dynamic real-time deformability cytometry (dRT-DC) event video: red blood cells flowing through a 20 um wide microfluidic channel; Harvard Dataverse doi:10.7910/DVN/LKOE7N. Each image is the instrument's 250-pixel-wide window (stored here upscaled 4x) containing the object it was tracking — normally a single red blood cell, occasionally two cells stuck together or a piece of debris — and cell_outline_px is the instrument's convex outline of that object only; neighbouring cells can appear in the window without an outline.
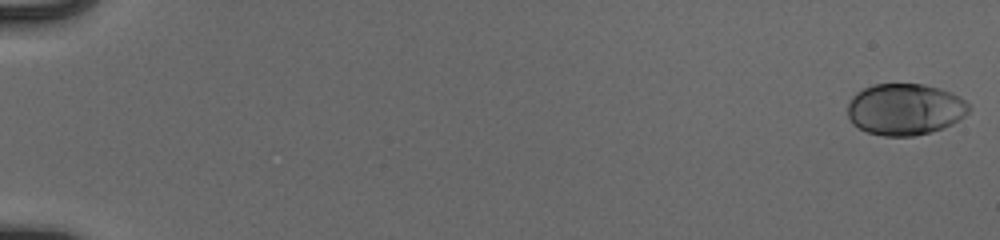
{"species": "human", "species_latin": "Homo sapiens", "temperature_condition": "cold", "stored_images_in_passage": 55, "camera_frame_rate_fps": 3000, "um_per_image_px": 0.085, "donor": {"sex": "male"}, "frame": {"image": 1, "passage_image": 1, "time_ms": 0.0, "image_size_px": [1000, 240], "cell_outline_px": [[972, 108], [964, 116], [952, 124], [944, 128], [932, 132], [912, 136], [884, 136], [868, 132], [852, 124], [848, 116], [848, 104], [852, 96], [856, 92], [872, 84], [924, 84], [940, 88], [952, 92], [960, 96]], "centroid_in_image_um": [76.94, 9.28], "position_along_channel_um": 8.1, "area_um2": 36.7}}
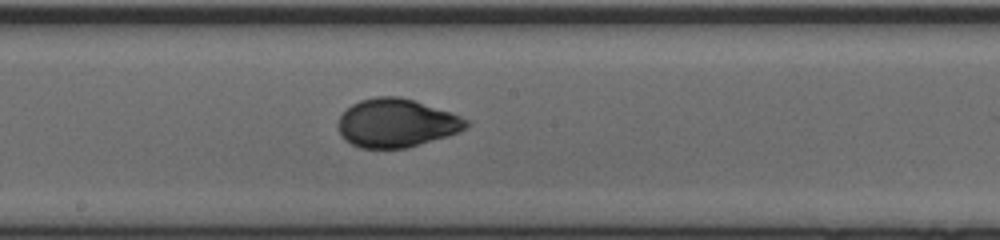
{"frame": {"image": 2, "passage_image": 32, "time_ms": 10.333, "image_size_px": [1000, 240], "cell_outline_px": [[468, 124], [460, 132], [448, 136], [404, 148], [360, 148], [344, 140], [336, 124], [340, 116], [352, 104], [360, 100], [376, 96], [400, 96], [460, 116], [468, 120]], "centroid_in_image_um": [33.65, 10.46], "position_along_channel_um": 214.5, "area_um2": 35.84}}
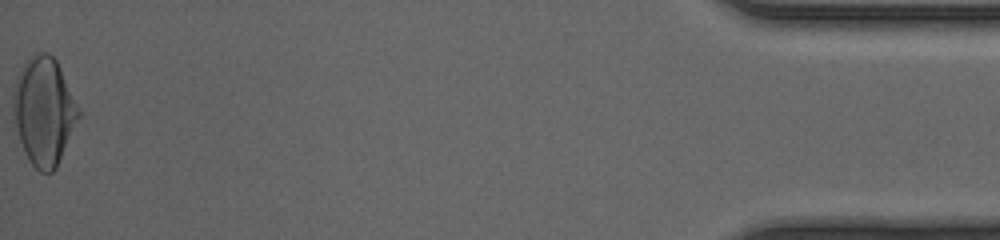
{"frame": {"image": 3, "passage_image": 55, "time_ms": 18.0, "image_size_px": [1000, 240], "cell_outline_px": [[80, 116], [56, 168], [52, 172], [40, 172], [28, 160], [24, 152], [12, 116], [12, 92], [16, 76], [24, 64], [32, 56], [40, 52], [48, 52], [56, 60], [80, 108]], "centroid_in_image_um": [3.72, 9.45], "position_along_channel_um": 431.5, "area_um2": 41.1}, "authors_computed_cell_mechanics": {"area_um2": 35.836, "velocity_mm_per_s": 3.9398, "shape_relaxation_time_tau1_ms": 4.109, "shape_relaxation_time_tau2_ms": null, "deformation_change_tau1": 0.1655, "deformation_change_tau2": null}}